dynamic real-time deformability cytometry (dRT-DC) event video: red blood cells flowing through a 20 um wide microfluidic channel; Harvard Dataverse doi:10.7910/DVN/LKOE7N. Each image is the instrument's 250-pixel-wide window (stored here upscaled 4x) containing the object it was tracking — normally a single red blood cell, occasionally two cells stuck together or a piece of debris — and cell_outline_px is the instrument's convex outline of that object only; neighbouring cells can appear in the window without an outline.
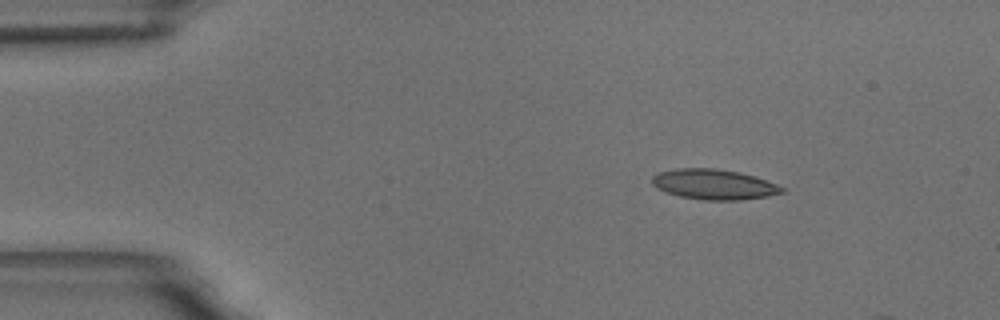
{"species": "common noctule bat (a hibernating species)", "species_latin": "Nyctalus noctula", "temperature_condition": "room temperature", "stored_images_in_passage": 2, "camera_frame_rate_fps": 3000, "um_per_image_px": 0.085, "animal": {"sex": "male", "body_mass_g": 18.8}, "frame": {"image": 1, "passage_image": 1, "time_ms": 0.0, "image_size_px": [1000, 320], "cell_outline_px": [[788, 192], [768, 196], [740, 200], [704, 200], [680, 196], [656, 188], [652, 184], [652, 176], [656, 172], [676, 168], [716, 168], [740, 172], [776, 184], [784, 188]], "centroid_in_image_um": [60.67, 15.67], "position_along_channel_um": 24.3, "area_um2": 22.95}}